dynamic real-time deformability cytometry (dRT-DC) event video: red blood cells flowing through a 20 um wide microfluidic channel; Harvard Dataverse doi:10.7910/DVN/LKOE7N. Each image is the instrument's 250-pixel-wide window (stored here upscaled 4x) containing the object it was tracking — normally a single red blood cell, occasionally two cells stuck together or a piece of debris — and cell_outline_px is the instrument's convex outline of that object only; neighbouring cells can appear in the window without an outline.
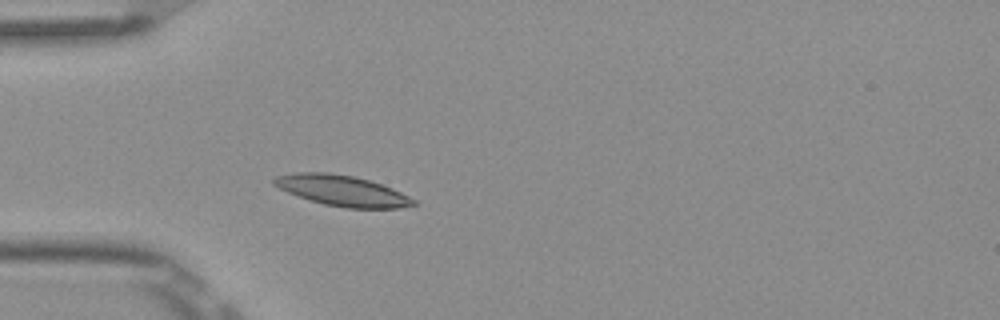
{"species": "Egyptian fruit bat (a non-hibernating species)", "species_latin": "Rousettus aegyptiacus", "temperature_condition": "room temperature", "stored_images_in_passage": 4, "camera_frame_rate_fps": 3000, "um_per_image_px": 0.085, "frame": {"image": 1, "passage_image": 4, "time_ms": 1.0, "image_size_px": [1000, 320], "cell_outline_px": [[416, 204], [400, 208], [348, 208], [324, 204], [288, 192], [272, 184], [272, 180], [276, 176], [296, 172], [328, 172], [352, 176], [368, 180], [392, 188], [416, 200]], "centroid_in_image_um": [29.08, 16.2], "position_along_channel_um": 55.9, "area_um2": 24.57}}